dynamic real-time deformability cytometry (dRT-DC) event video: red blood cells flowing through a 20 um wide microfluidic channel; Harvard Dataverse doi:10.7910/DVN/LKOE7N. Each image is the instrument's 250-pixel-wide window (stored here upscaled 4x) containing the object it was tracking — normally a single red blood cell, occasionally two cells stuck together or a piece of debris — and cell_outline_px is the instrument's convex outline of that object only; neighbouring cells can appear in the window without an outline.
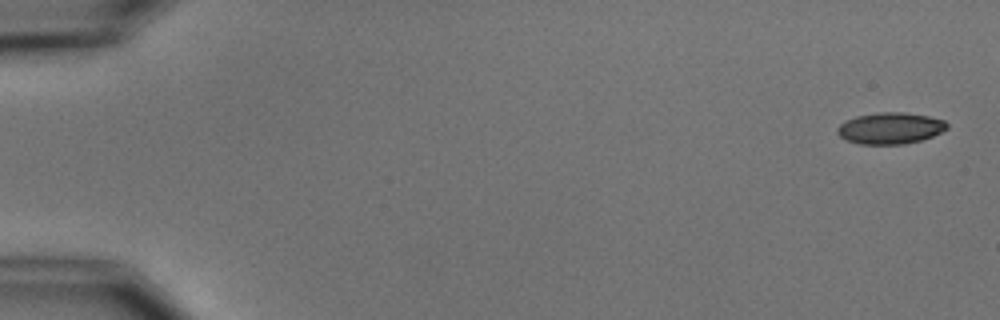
{"species": "common noctule bat (a hibernating species)", "species_latin": "Nyctalus noctula", "temperature_condition": "cold", "stored_images_in_passage": 5, "camera_frame_rate_fps": 3000, "um_per_image_px": 0.085, "animal": {"sex": "male", "body_mass_g": 15.6}, "frame": {"image": 1, "passage_image": 1, "time_ms": 0.0, "image_size_px": [1000, 320], "cell_outline_px": [[948, 128], [932, 136], [920, 140], [904, 144], [860, 144], [848, 140], [840, 136], [836, 132], [836, 128], [844, 120], [856, 116], [880, 112], [904, 112], [928, 116], [944, 120], [948, 124]], "centroid_in_image_um": [75.65, 10.89], "position_along_channel_um": 9.3, "area_um2": 20.06}}
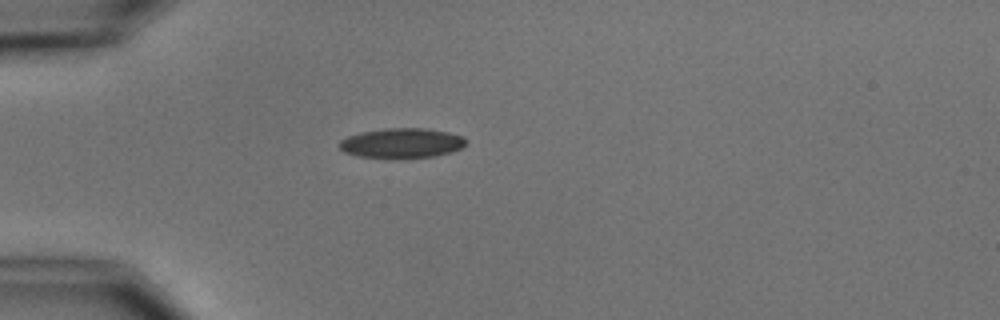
{"frame": {"image": 2, "passage_image": 5, "time_ms": 4.667, "image_size_px": [1000, 320], "cell_outline_px": [[464, 144], [460, 148], [452, 152], [432, 156], [360, 156], [344, 152], [340, 148], [340, 140], [348, 136], [360, 132], [384, 128], [428, 128], [448, 132], [464, 136]], "centroid_in_image_um": [34.15, 12.12], "position_along_channel_um": 50.8, "area_um2": 21.33}}